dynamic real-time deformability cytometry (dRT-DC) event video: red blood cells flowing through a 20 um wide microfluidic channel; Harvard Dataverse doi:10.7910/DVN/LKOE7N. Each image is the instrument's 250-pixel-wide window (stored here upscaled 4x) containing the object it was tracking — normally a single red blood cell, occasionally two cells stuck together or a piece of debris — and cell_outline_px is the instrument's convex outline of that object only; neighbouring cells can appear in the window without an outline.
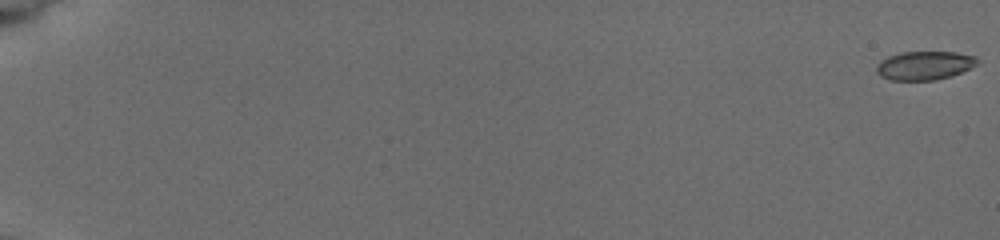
{"species": "common noctule bat (a hibernating species)", "species_latin": "Nyctalus noctula", "temperature_condition": "cold", "stored_images_in_passage": 9, "camera_frame_rate_fps": 3000, "um_per_image_px": 0.085, "animal": {"sex": "female", "body_mass_g": 19.5, "forearm_length_mm": 54.1}, "frame": {"image": 1, "passage_image": 1, "time_ms": 0.0, "image_size_px": [1000, 240], "cell_outline_px": [[976, 64], [960, 72], [948, 76], [932, 80], [892, 80], [880, 76], [876, 72], [876, 64], [880, 60], [888, 56], [900, 52], [956, 52], [976, 56]], "centroid_in_image_um": [78.5, 5.55], "position_along_channel_um": 6.5, "area_um2": 16.65}}